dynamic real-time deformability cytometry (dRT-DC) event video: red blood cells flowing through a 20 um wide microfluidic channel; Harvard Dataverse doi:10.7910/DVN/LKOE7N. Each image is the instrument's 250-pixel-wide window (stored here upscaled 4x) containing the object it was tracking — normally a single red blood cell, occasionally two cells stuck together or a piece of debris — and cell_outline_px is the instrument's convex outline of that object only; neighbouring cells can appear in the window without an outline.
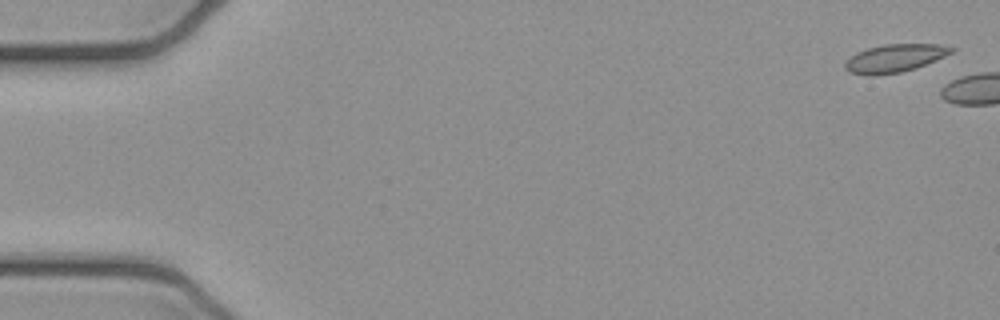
{"species": "common noctule bat (a hibernating species)", "species_latin": "Nyctalus noctula", "temperature_condition": "cold", "stored_images_in_passage": 2, "camera_frame_rate_fps": 3000, "um_per_image_px": 0.085, "animal": {"sex": "female", "body_mass_g": 21.9}, "frame": {"image": 1, "passage_image": 1, "time_ms": 0.0, "image_size_px": [1000, 320], "cell_outline_px": [[956, 48], [952, 52], [936, 60], [916, 68], [900, 72], [876, 76], [868, 76], [848, 72], [844, 68], [844, 60], [856, 52], [868, 48], [884, 44], [936, 44]], "centroid_in_image_um": [75.98, 4.96], "position_along_channel_um": 9.0, "area_um2": 17.51}}